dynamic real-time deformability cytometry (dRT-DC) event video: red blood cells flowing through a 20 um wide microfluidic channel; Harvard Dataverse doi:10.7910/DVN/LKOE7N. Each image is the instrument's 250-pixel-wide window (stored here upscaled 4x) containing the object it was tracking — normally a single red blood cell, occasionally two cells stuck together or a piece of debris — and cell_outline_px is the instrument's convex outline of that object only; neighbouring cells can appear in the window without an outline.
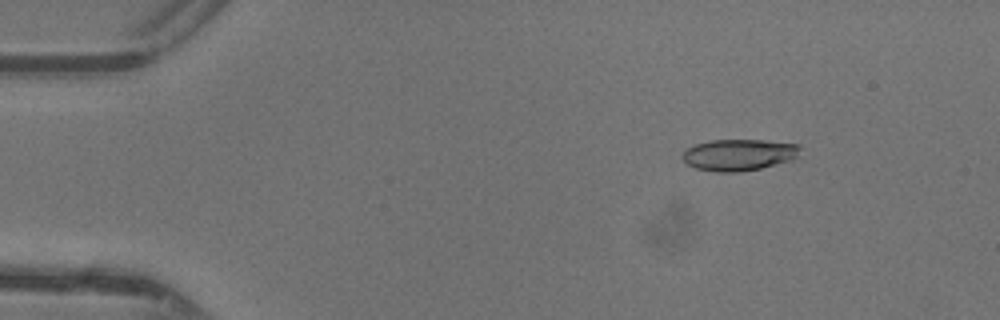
{"species": "common noctule bat (a hibernating species)", "species_latin": "Nyctalus noctula", "temperature_condition": "warm", "stored_images_in_passage": 43, "camera_frame_rate_fps": 3000, "um_per_image_px": 0.085, "animal": {"sex": "female"}, "frame": {"image": 1, "passage_image": 2, "time_ms": 0.333, "image_size_px": [1000, 320], "cell_outline_px": [[800, 148], [796, 156], [792, 160], [760, 168], [740, 172], [716, 172], [696, 168], [688, 164], [680, 156], [688, 148], [696, 144], [712, 140], [764, 140], [800, 144]], "centroid_in_image_um": [62.8, 13.16], "position_along_channel_um": 22.2, "area_um2": 21.5}}
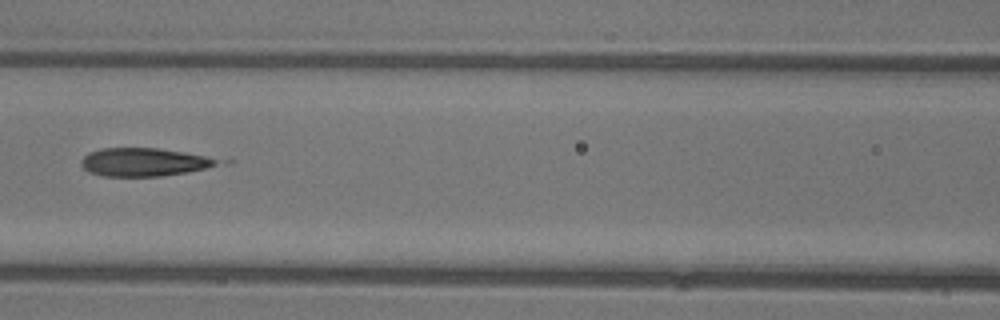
{"frame": {"image": 2, "passage_image": 17, "time_ms": 5.333, "image_size_px": [1000, 320], "cell_outline_px": [[216, 164], [204, 168], [188, 172], [160, 176], [104, 176], [88, 172], [80, 164], [80, 160], [88, 152], [100, 148], [156, 148], [184, 152], [208, 156], [216, 160]], "centroid_in_image_um": [12.13, 13.77], "position_along_channel_um": 154.5, "area_um2": 22.2}}
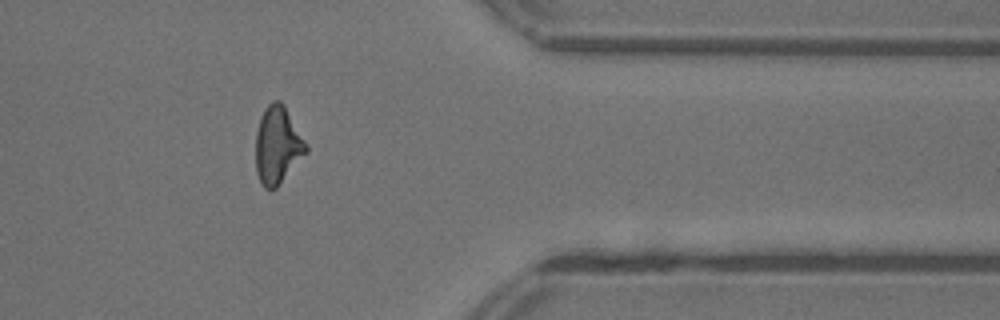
{"frame": {"image": 3, "passage_image": 34, "time_ms": 11.0, "image_size_px": [1000, 320], "cell_outline_px": [[308, 152], [276, 188], [264, 188], [260, 184], [256, 172], [256, 132], [260, 116], [264, 108], [272, 100], [280, 100], [284, 104], [308, 144]], "centroid_in_image_um": [23.6, 12.32], "position_along_channel_um": 387.8, "area_um2": 23.06}, "authors_computed_cell_mechanics": {"area_um2": 22.253, "velocity_mm_per_s": 4.4195, "shape_relaxation_time_tau1_ms": 3.2066, "shape_relaxation_time_tau2_ms": 1.7406, "deformation_change_tau1": 0.201, "deformation_change_tau2": 0.1161}}